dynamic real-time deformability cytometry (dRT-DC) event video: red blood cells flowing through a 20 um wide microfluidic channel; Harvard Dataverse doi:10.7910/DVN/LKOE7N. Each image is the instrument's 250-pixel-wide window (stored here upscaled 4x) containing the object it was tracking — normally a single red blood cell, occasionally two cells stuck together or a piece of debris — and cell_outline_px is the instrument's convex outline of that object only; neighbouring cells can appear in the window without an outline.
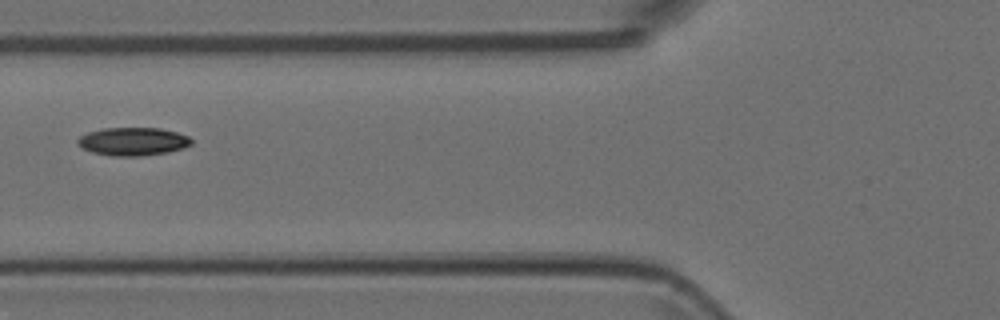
{"species": "Egyptian fruit bat (a non-hibernating species)", "species_latin": "Rousettus aegyptiacus", "temperature_condition": "room temperature", "stored_images_in_passage": 7, "camera_frame_rate_fps": 3000, "um_per_image_px": 0.085, "animal": {"sex": "female"}, "frame": {"image": 1, "passage_image": 7, "time_ms": 2.0, "image_size_px": [1000, 320], "cell_outline_px": [[192, 144], [184, 148], [168, 152], [140, 156], [112, 156], [92, 152], [80, 148], [76, 144], [76, 140], [80, 136], [88, 132], [104, 128], [160, 128], [176, 132], [188, 136], [192, 140]], "centroid_in_image_um": [11.27, 12.03], "position_along_channel_um": 114.5, "area_um2": 18.79}}